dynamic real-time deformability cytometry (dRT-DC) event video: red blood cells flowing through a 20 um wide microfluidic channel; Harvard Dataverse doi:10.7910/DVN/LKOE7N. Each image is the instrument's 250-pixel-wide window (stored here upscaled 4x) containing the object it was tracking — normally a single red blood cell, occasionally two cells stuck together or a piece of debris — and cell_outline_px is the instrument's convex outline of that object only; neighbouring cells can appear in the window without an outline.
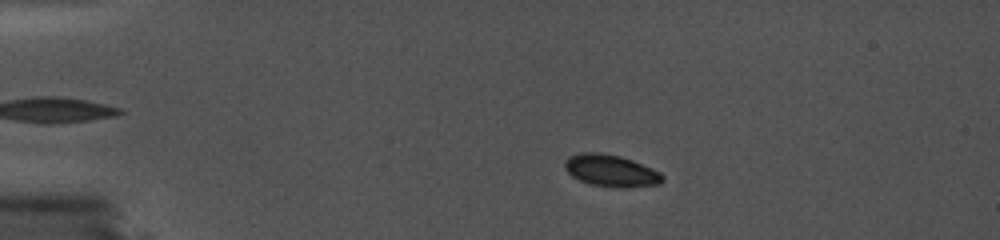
{"species": "common noctule bat (a hibernating species)", "species_latin": "Nyctalus noctula", "temperature_condition": "cold", "stored_images_in_passage": 29, "camera_frame_rate_fps": 5000, "um_per_image_px": 0.085, "animal": {"sex": "female", "body_mass_g": 19.0, "forearm_length_mm": 56.7}, "frame": {"image": 1, "passage_image": 6, "time_ms": 1.0, "image_size_px": [1000, 240], "cell_outline_px": [[664, 180], [660, 184], [628, 188], [616, 188], [588, 184], [572, 176], [564, 168], [564, 164], [572, 156], [588, 152], [592, 152], [616, 156], [632, 160], [660, 172], [664, 176]], "centroid_in_image_um": [51.98, 14.55], "position_along_channel_um": 33.0, "area_um2": 17.92}}
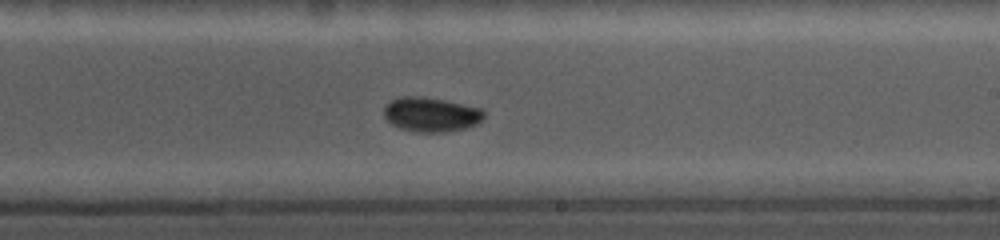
{"frame": {"image": 2, "passage_image": 19, "time_ms": 3.6, "image_size_px": [1000, 240], "cell_outline_px": [[484, 116], [476, 124], [464, 128], [444, 132], [416, 132], [400, 128], [392, 124], [384, 116], [384, 104], [388, 100], [400, 96], [420, 96], [444, 100], [484, 108]], "centroid_in_image_um": [36.6, 9.71], "position_along_channel_um": 252.4, "area_um2": 20.23}}
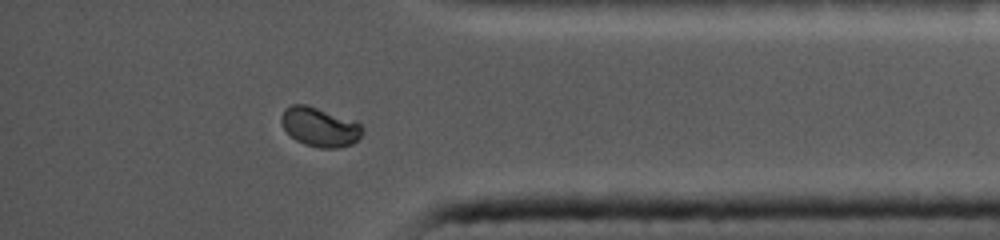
{"frame": {"image": 3, "passage_image": 26, "time_ms": 5.0, "image_size_px": [1000, 240], "cell_outline_px": [[364, 128], [360, 136], [352, 144], [340, 148], [320, 148], [304, 144], [296, 140], [284, 128], [280, 120], [280, 116], [284, 108], [292, 104], [304, 104], [356, 120]], "centroid_in_image_um": [27.18, 10.78], "position_along_channel_um": 408.0, "area_um2": 18.61}}